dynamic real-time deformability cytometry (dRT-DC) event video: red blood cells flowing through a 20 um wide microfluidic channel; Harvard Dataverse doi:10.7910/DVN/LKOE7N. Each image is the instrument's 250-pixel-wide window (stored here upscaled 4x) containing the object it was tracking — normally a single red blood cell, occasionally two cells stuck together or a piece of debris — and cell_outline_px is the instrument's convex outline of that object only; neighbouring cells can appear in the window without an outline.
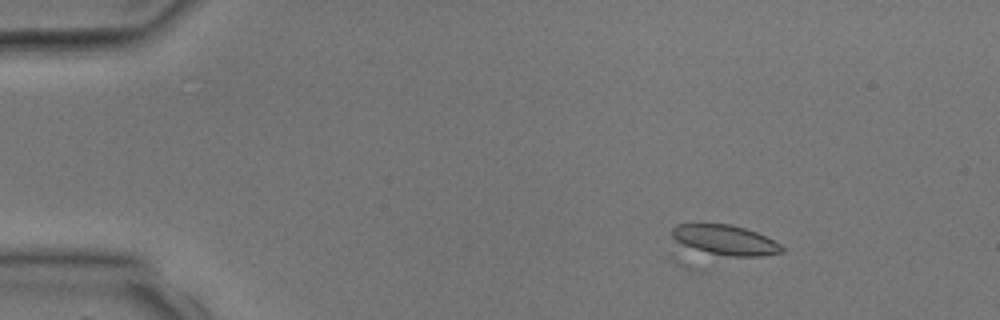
{"species": "common noctule bat (a hibernating species)", "species_latin": "Nyctalus noctula", "temperature_condition": "room temperature", "stored_images_in_passage": 4, "camera_frame_rate_fps": 3000, "um_per_image_px": 0.085, "animal": {"sex": "male", "body_mass_g": 17.9, "forearm_length_mm": 54.2}, "frame": {"image": 1, "passage_image": 2, "time_ms": 1.333, "image_size_px": [1000, 320], "cell_outline_px": [[784, 252], [760, 256], [728, 256], [696, 248], [684, 244], [676, 240], [672, 236], [672, 228], [676, 224], [728, 224], [744, 228], [756, 232], [780, 244], [784, 248]], "centroid_in_image_um": [61.68, 20.39], "position_along_channel_um": 23.3, "area_um2": 18.55}}
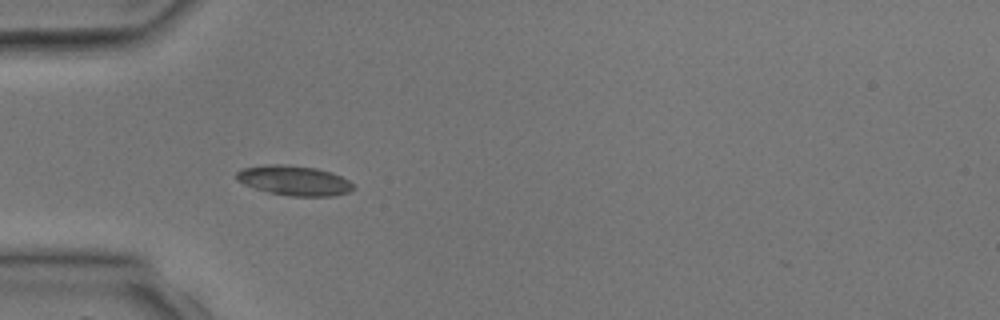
{"frame": {"image": 2, "passage_image": 4, "time_ms": 3.667, "image_size_px": [1000, 320], "cell_outline_px": [[356, 188], [348, 192], [332, 196], [292, 196], [272, 192], [256, 188], [244, 184], [236, 180], [236, 172], [244, 168], [268, 164], [280, 164], [316, 168], [332, 172], [348, 180]], "centroid_in_image_um": [25.02, 15.34], "position_along_channel_um": 60.0, "area_um2": 20.06}}